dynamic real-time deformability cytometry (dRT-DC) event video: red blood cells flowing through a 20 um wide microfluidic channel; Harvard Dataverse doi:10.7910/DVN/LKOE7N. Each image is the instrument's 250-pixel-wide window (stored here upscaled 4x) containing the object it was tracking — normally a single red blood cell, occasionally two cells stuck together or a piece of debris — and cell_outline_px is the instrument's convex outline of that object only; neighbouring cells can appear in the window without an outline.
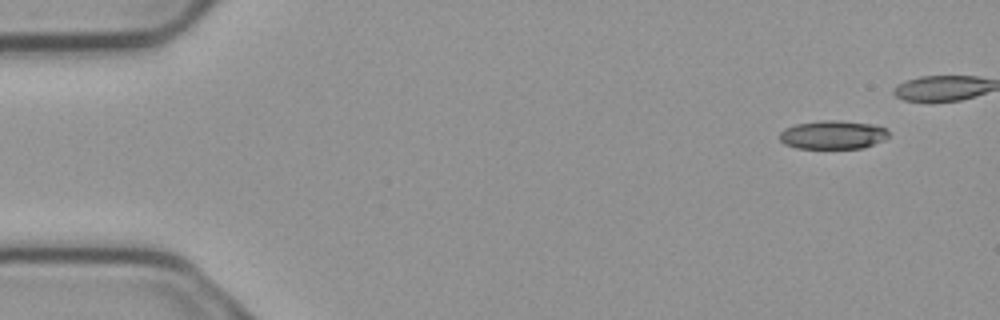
{"species": "common noctule bat (a hibernating species)", "species_latin": "Nyctalus noctula", "temperature_condition": "cold", "stored_images_in_passage": 11, "camera_frame_rate_fps": 3000, "um_per_image_px": 0.085, "animal": {"sex": "male", "body_mass_g": 23.1, "forearm_length_mm": 52.7}, "frame": {"image": 1, "passage_image": 1, "time_ms": 0.0, "image_size_px": [1000, 320], "cell_outline_px": [[888, 136], [884, 140], [864, 148], [796, 148], [784, 144], [780, 140], [780, 132], [784, 128], [796, 124], [820, 120], [840, 120], [872, 124], [884, 128], [888, 132]], "centroid_in_image_um": [70.77, 11.45], "position_along_channel_um": 14.2, "area_um2": 18.21}}
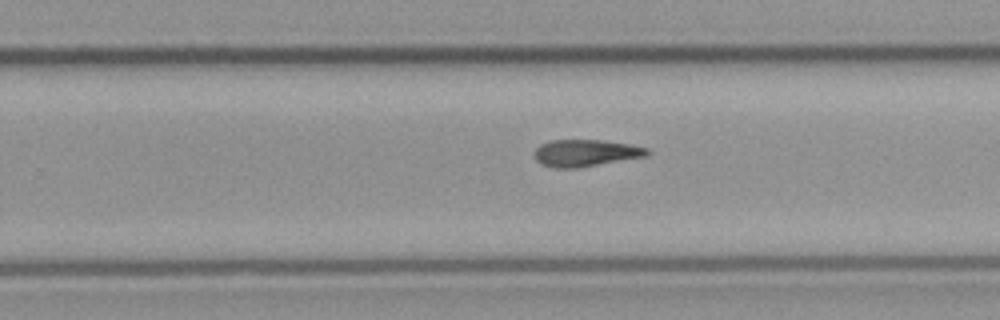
{"frame": {"image": 2, "passage_image": 10, "time_ms": 3.0, "image_size_px": [1000, 320], "cell_outline_px": [[652, 152], [648, 156], [576, 168], [556, 168], [540, 164], [536, 160], [536, 148], [540, 144], [552, 140], [600, 140], [628, 144], [648, 148]], "centroid_in_image_um": [49.8, 13.01], "position_along_channel_um": 280.0, "area_um2": 17.63}}
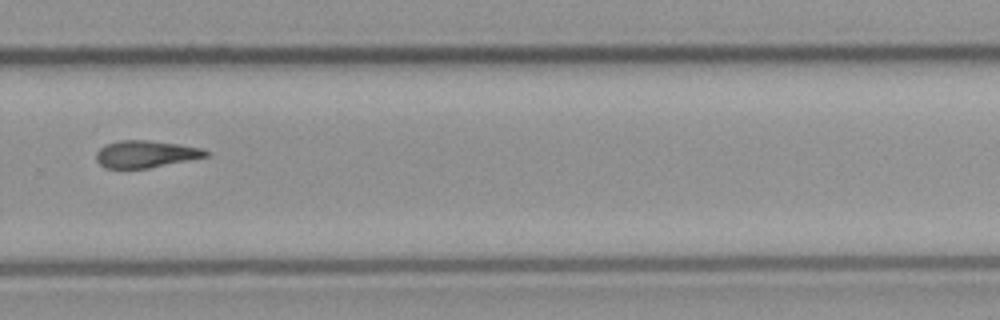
{"frame": {"image": 3, "passage_image": 11, "time_ms": 3.333, "image_size_px": [1000, 320], "cell_outline_px": [[208, 156], [148, 168], [104, 168], [96, 160], [96, 152], [104, 144], [120, 140], [148, 140], [204, 148], [208, 152]], "centroid_in_image_um": [12.34, 13.09], "position_along_channel_um": 317.5, "area_um2": 17.22}}